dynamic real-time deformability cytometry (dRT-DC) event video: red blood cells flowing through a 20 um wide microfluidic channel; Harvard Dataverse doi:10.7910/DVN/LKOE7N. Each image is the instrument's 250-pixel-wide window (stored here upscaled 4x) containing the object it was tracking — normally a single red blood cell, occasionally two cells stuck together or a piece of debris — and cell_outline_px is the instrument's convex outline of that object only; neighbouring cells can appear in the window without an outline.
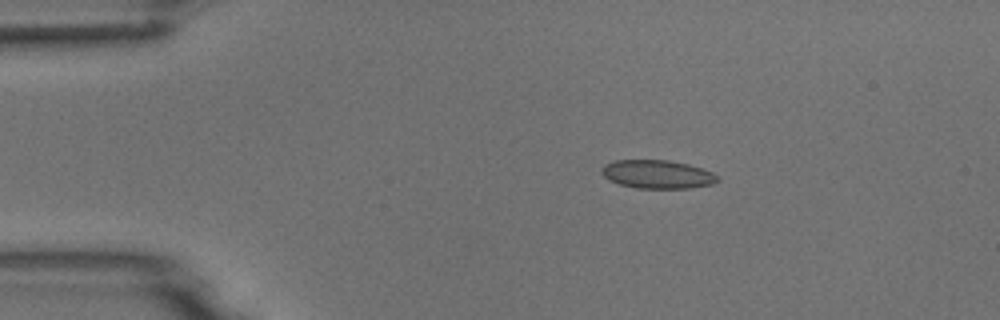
{"species": "common noctule bat (a hibernating species)", "species_latin": "Nyctalus noctula", "temperature_condition": "room temperature", "stored_images_in_passage": 6, "camera_frame_rate_fps": 3000, "um_per_image_px": 0.085, "animal": {"sex": "male", "body_mass_g": 18.8}, "frame": {"image": 1, "passage_image": 1, "time_ms": 0.0, "image_size_px": [1000, 320], "cell_outline_px": [[720, 180], [712, 184], [688, 188], [636, 188], [620, 184], [608, 180], [600, 172], [600, 168], [604, 164], [616, 160], [668, 160], [688, 164], [712, 172]], "centroid_in_image_um": [55.83, 14.81], "position_along_channel_um": 29.2, "area_um2": 19.19}}
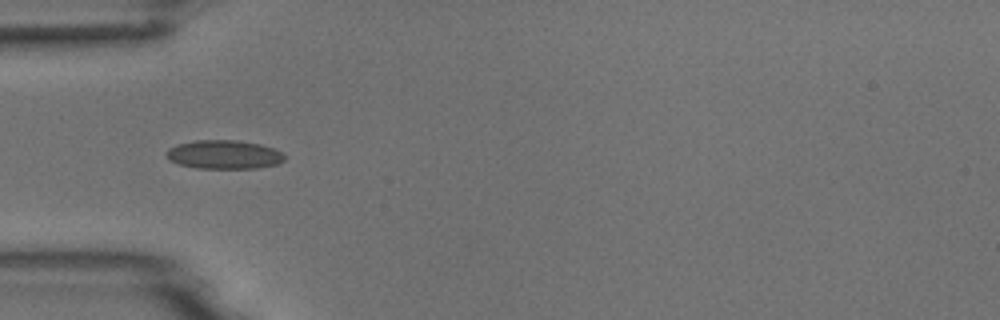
{"frame": {"image": 2, "passage_image": 3, "time_ms": 2.333, "image_size_px": [1000, 320], "cell_outline_px": [[284, 160], [276, 164], [256, 168], [196, 168], [180, 164], [168, 160], [168, 148], [176, 144], [196, 140], [236, 140], [260, 144], [272, 148], [280, 152], [284, 156]], "centroid_in_image_um": [19.01, 13.13], "position_along_channel_um": 66.0, "area_um2": 19.59}}